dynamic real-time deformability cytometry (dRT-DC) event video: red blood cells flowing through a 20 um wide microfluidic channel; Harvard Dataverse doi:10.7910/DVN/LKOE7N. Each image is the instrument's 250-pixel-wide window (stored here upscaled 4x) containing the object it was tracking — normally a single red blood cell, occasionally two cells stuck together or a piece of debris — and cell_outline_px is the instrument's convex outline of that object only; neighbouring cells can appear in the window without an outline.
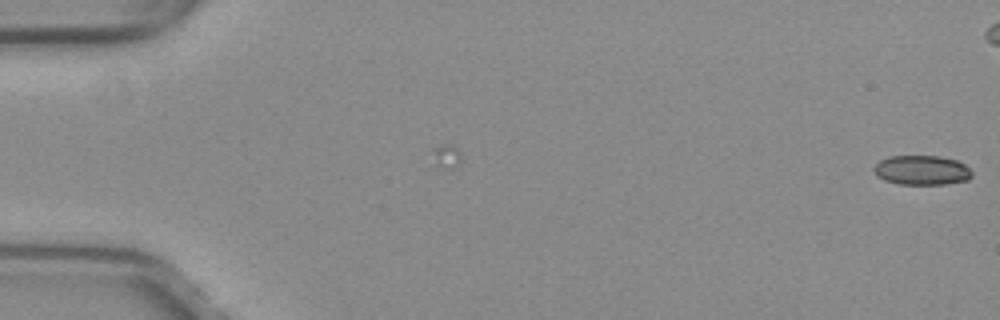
{"species": "common noctule bat (a hibernating species)", "species_latin": "Nyctalus noctula", "temperature_condition": "warm", "stored_images_in_passage": 6, "camera_frame_rate_fps": 3000, "um_per_image_px": 0.085, "animal": {"sex": "female", "body_mass_g": 29.2, "forearm_length_mm": 56.3}, "frame": {"image": 1, "passage_image": 6, "time_ms": 1.667, "image_size_px": [1000, 320], "cell_outline_px": [[972, 176], [968, 180], [944, 184], [900, 184], [884, 180], [876, 176], [872, 168], [880, 160], [888, 156], [940, 156], [956, 160], [964, 164], [972, 172]], "centroid_in_image_um": [78.33, 14.46], "position_along_channel_um": 6.7, "area_um2": 16.94}}